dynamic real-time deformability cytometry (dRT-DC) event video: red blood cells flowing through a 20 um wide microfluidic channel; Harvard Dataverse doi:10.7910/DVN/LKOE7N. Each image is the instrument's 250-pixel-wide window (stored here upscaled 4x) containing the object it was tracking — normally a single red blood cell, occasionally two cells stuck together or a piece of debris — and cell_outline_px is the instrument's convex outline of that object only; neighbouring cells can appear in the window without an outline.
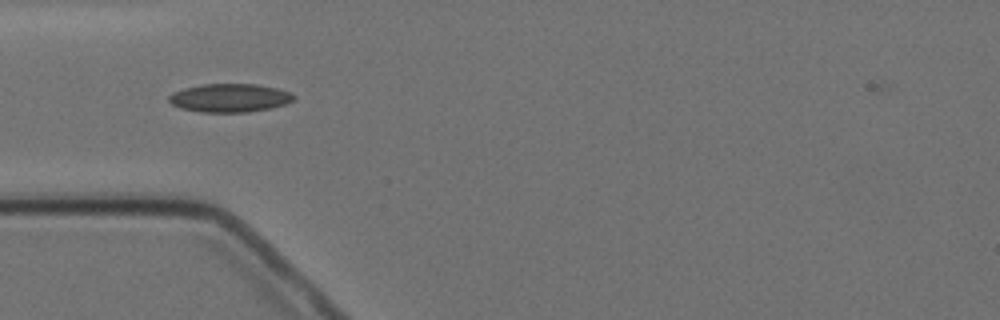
{"species": "Egyptian fruit bat (a non-hibernating species)", "species_latin": "Rousettus aegyptiacus", "temperature_condition": "cold", "stored_images_in_passage": 13, "camera_frame_rate_fps": 3000, "um_per_image_px": 0.085, "animal": {"sex": "female"}, "frame": {"image": 1, "passage_image": 3, "time_ms": 3.0, "image_size_px": [1000, 320], "cell_outline_px": [[296, 96], [292, 100], [284, 104], [272, 108], [248, 112], [200, 112], [180, 108], [172, 104], [168, 100], [168, 96], [184, 88], [200, 84], [256, 84], [280, 88], [292, 92]], "centroid_in_image_um": [19.56, 8.32], "position_along_channel_um": 65.4, "area_um2": 20.81}}
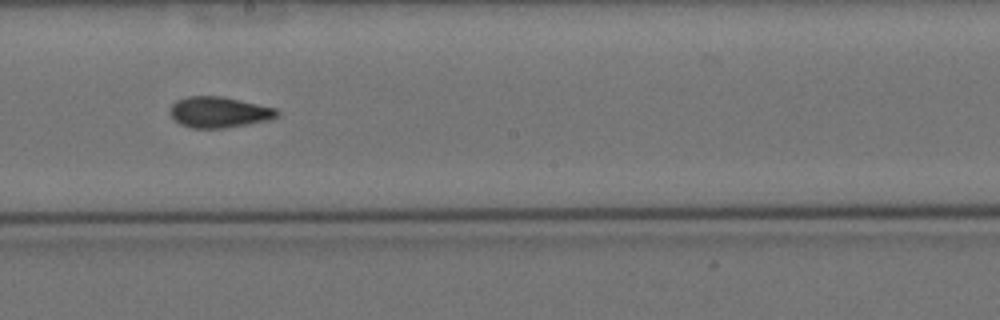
{"frame": {"image": 2, "passage_image": 7, "time_ms": 7.667, "image_size_px": [1000, 320], "cell_outline_px": [[280, 112], [272, 120], [224, 128], [192, 128], [180, 124], [168, 112], [168, 108], [176, 100], [188, 96], [220, 96], [240, 100], [276, 108]], "centroid_in_image_um": [18.61, 9.53], "position_along_channel_um": 229.6, "area_um2": 19.36}}
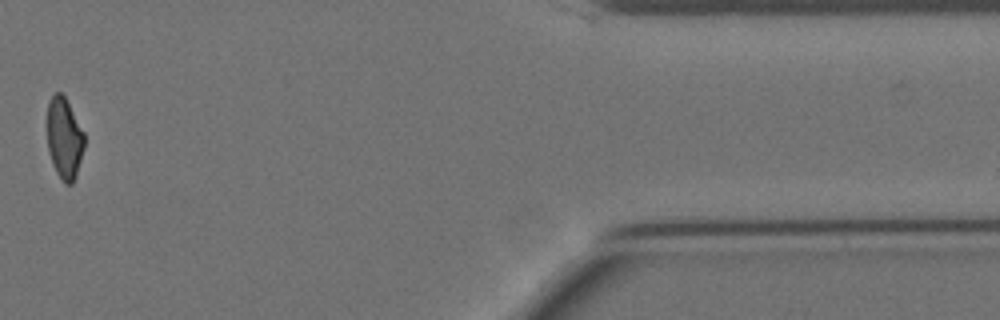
{"frame": {"image": 3, "passage_image": 12, "time_ms": 14.333, "image_size_px": [1000, 320], "cell_outline_px": [[84, 148], [76, 176], [72, 184], [64, 184], [60, 180], [52, 164], [48, 148], [48, 100], [56, 92], [60, 92], [64, 96], [84, 132]], "centroid_in_image_um": [5.47, 11.79], "position_along_channel_um": 405.9, "area_um2": 17.51}}